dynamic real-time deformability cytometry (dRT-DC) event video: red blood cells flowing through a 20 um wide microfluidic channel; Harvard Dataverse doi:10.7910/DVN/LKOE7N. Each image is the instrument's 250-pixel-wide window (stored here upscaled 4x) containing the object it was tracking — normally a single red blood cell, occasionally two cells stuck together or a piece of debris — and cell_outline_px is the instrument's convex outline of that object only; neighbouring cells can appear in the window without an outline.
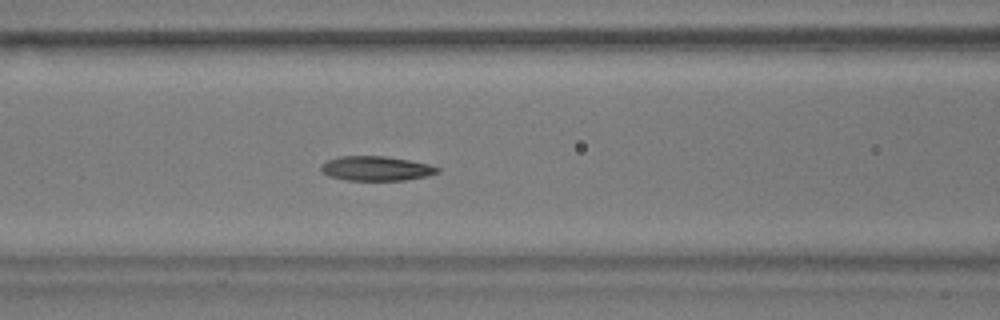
{"species": "common noctule bat (a hibernating species)", "species_latin": "Nyctalus noctula", "temperature_condition": "warm", "stored_images_in_passage": 38, "camera_frame_rate_fps": 3000, "um_per_image_px": 0.085, "animal": {"sex": "male", "body_mass_g": 17.9}, "frame": {"image": 1, "passage_image": 16, "time_ms": 5.0, "image_size_px": [1000, 320], "cell_outline_px": [[440, 172], [428, 176], [404, 180], [348, 180], [328, 176], [320, 168], [328, 160], [340, 156], [384, 156], [408, 160], [428, 164], [440, 168]], "centroid_in_image_um": [32.01, 14.32], "position_along_channel_um": 134.6, "area_um2": 16.47}}
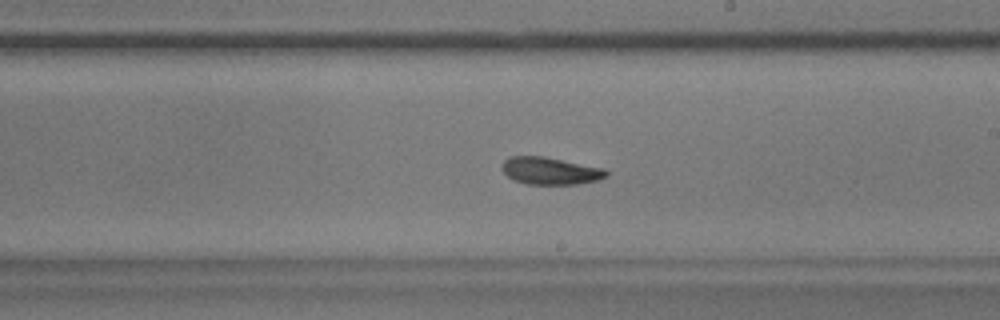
{"frame": {"image": 2, "passage_image": 25, "time_ms": 8.0, "image_size_px": [1000, 320], "cell_outline_px": [[608, 176], [596, 180], [576, 184], [528, 184], [512, 180], [500, 168], [504, 160], [512, 156], [544, 156], [604, 168], [608, 172]], "centroid_in_image_um": [46.75, 14.52], "position_along_channel_um": 242.2, "area_um2": 16.59}}
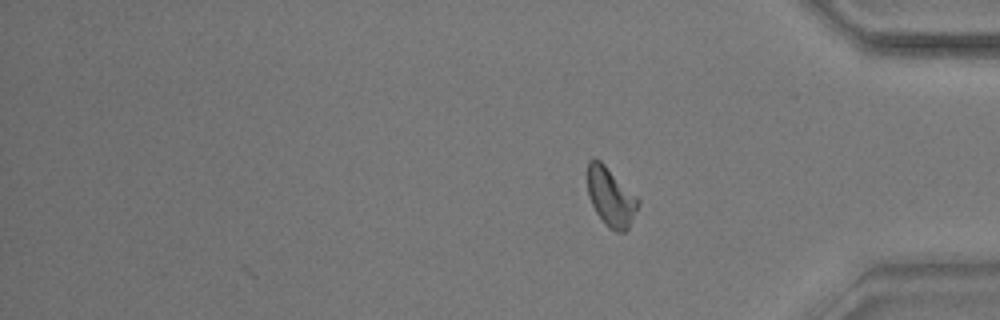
{"frame": {"image": 3, "passage_image": 38, "time_ms": 12.333, "image_size_px": [1000, 320], "cell_outline_px": [[640, 204], [628, 228], [624, 232], [616, 232], [608, 228], [604, 224], [596, 212], [588, 196], [588, 160], [592, 156], [600, 160], [640, 200]], "centroid_in_image_um": [51.91, 16.75], "position_along_channel_um": 383.3, "area_um2": 17.28}, "authors_computed_cell_mechanics": {"area_um2": 16.6753, "velocity_mm_per_s": 3.5926, "shape_relaxation_time_tau1_ms": 8.8944, "shape_relaxation_time_tau2_ms": 3.3175, "deformation_change_tau1": 0.1717, "deformation_change_tau2": 0.0982}}